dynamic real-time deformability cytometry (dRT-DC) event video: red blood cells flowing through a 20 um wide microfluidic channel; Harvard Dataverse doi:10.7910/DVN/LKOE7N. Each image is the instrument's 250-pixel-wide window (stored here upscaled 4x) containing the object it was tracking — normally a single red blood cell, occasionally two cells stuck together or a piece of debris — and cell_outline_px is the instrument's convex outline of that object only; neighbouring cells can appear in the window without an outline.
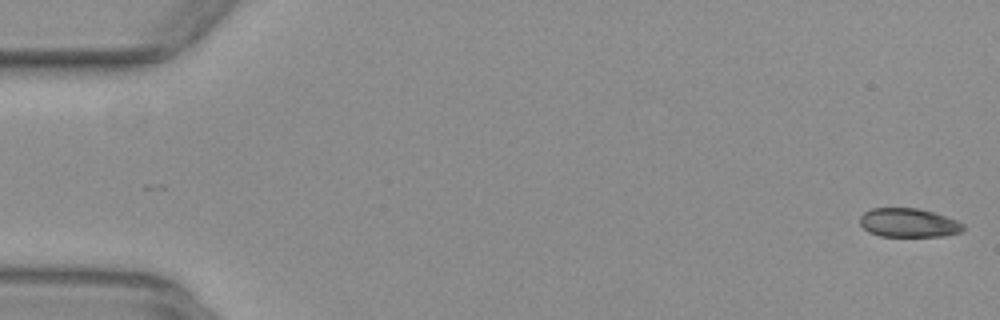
{"species": "common noctule bat (a hibernating species)", "species_latin": "Nyctalus noctula", "temperature_condition": "warm", "stored_images_in_passage": 53, "camera_frame_rate_fps": 3000, "um_per_image_px": 0.085, "animal": {"sex": "female", "body_mass_g": 29.2, "forearm_length_mm": 56.3}, "frame": {"image": 1, "passage_image": 1, "time_ms": 0.0, "image_size_px": [1000, 320], "cell_outline_px": [[964, 228], [960, 232], [944, 236], [880, 236], [868, 232], [860, 224], [860, 216], [864, 212], [872, 208], [916, 208], [932, 212], [956, 220], [964, 224]], "centroid_in_image_um": [77.2, 18.94], "position_along_channel_um": 7.8, "area_um2": 17.28}}
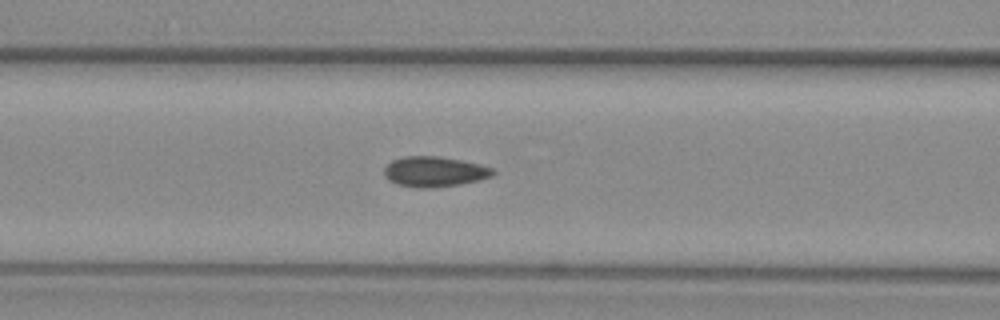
{"frame": {"image": 2, "passage_image": 22, "time_ms": 7.0, "image_size_px": [1000, 320], "cell_outline_px": [[496, 172], [492, 176], [480, 180], [460, 184], [428, 188], [420, 188], [396, 184], [388, 180], [384, 176], [384, 168], [392, 160], [404, 156], [440, 156], [480, 164], [492, 168]], "centroid_in_image_um": [36.92, 14.59], "position_along_channel_um": 129.7, "area_um2": 19.25}}
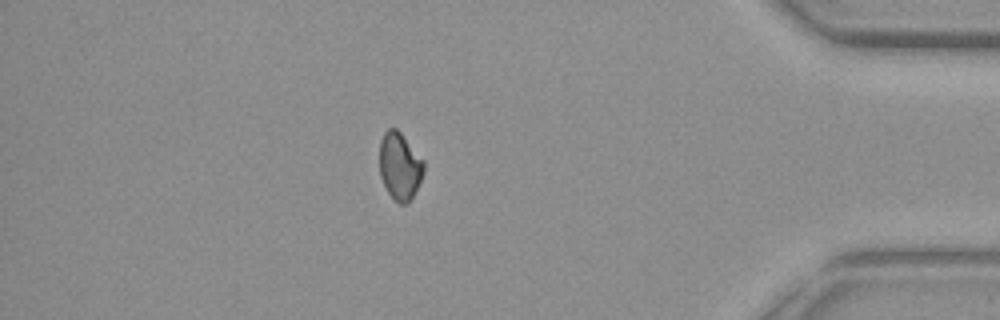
{"frame": {"image": 3, "passage_image": 46, "time_ms": 15.0, "image_size_px": [1000, 320], "cell_outline_px": [[424, 172], [408, 204], [400, 204], [388, 192], [380, 176], [380, 140], [384, 132], [388, 128], [396, 128], [400, 132], [424, 160]], "centroid_in_image_um": [33.98, 14.09], "position_along_channel_um": 401.2, "area_um2": 17.17}, "authors_computed_cell_mechanics": {"area_um2": 18.2648, "velocity_mm_per_s": 3.9243, "shape_relaxation_time_tau1_ms": null, "shape_relaxation_time_tau2_ms": 2.3842, "deformation_change_tau1": null, "deformation_change_tau2": 0.0559}}